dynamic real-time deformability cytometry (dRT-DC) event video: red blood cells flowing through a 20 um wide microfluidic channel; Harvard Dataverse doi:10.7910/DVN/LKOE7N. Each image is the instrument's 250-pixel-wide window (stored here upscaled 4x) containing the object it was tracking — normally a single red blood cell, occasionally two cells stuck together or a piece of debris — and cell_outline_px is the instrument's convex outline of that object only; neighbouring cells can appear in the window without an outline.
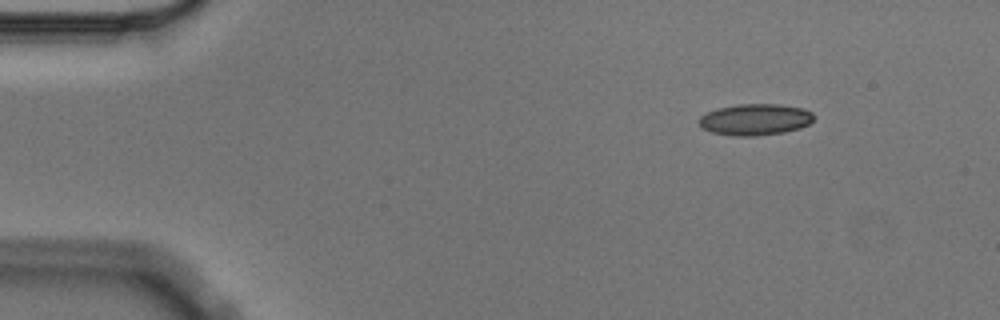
{"species": "Egyptian fruit bat (a non-hibernating species)", "species_latin": "Rousettus aegyptiacus", "temperature_condition": "cold", "stored_images_in_passage": 5, "camera_frame_rate_fps": 3000, "um_per_image_px": 0.085, "animal": {"sex": "male"}, "frame": {"image": 1, "passage_image": 1, "time_ms": 0.0, "image_size_px": [1000, 320], "cell_outline_px": [[816, 116], [808, 124], [800, 128], [784, 132], [756, 136], [732, 136], [712, 132], [700, 128], [696, 120], [700, 116], [716, 108], [736, 104], [780, 104], [804, 108], [812, 112]], "centroid_in_image_um": [64.16, 10.15], "position_along_channel_um": 20.8, "area_um2": 21.39}}
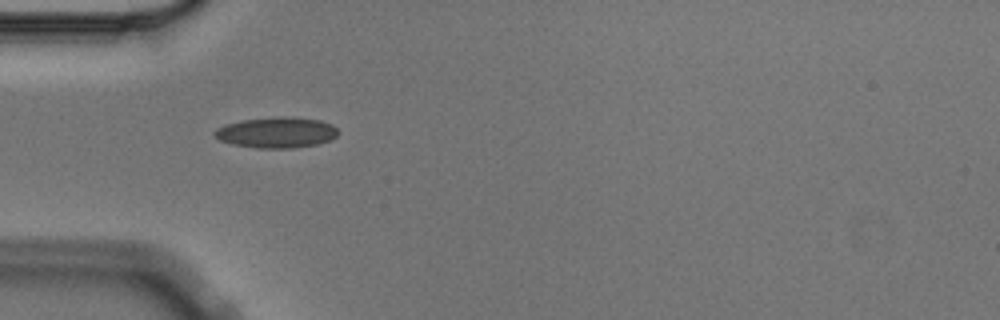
{"frame": {"image": 2, "passage_image": 4, "time_ms": 1.0, "image_size_px": [1000, 320], "cell_outline_px": [[340, 132], [336, 136], [328, 140], [316, 144], [292, 148], [256, 148], [232, 144], [220, 140], [212, 132], [216, 128], [224, 124], [244, 120], [276, 116], [284, 116], [320, 120], [332, 124]], "centroid_in_image_um": [23.49, 11.25], "position_along_channel_um": 61.5, "area_um2": 22.14}}
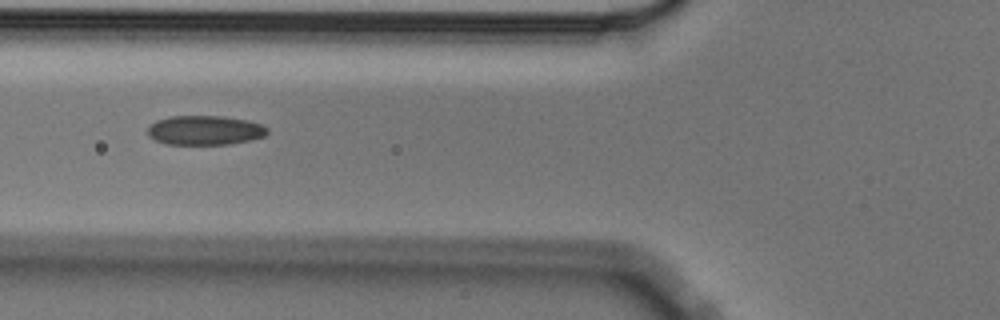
{"frame": {"image": 3, "passage_image": 5, "time_ms": 1.333, "image_size_px": [1000, 320], "cell_outline_px": [[268, 132], [264, 136], [252, 140], [232, 144], [164, 144], [148, 136], [148, 128], [156, 120], [168, 116], [220, 116], [248, 120], [260, 124], [268, 128]], "centroid_in_image_um": [17.42, 11.07], "position_along_channel_um": 108.4, "area_um2": 20.58}}